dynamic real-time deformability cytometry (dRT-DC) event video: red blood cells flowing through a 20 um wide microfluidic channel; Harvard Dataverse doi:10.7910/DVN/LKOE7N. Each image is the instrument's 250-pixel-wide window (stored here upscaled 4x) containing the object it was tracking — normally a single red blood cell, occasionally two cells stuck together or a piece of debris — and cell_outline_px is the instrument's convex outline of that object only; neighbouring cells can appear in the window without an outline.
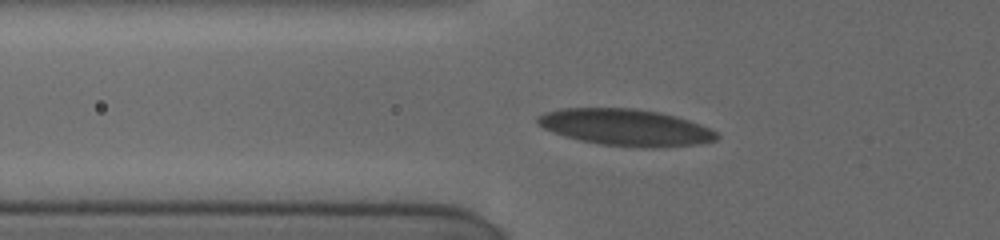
{"species": "human", "species_latin": "Homo sapiens", "temperature_condition": "cold", "stored_images_in_passage": 27, "camera_frame_rate_fps": 3000, "um_per_image_px": 0.085, "donor": {"sex": "female"}, "frame": {"image": 1, "passage_image": 2, "time_ms": 0.333, "image_size_px": [1000, 240], "cell_outline_px": [[720, 136], [716, 140], [700, 144], [652, 148], [640, 148], [600, 144], [580, 140], [564, 136], [552, 132], [536, 124], [536, 116], [544, 112], [560, 108], [636, 108], [660, 112], [676, 116], [700, 124], [716, 132]], "centroid_in_image_um": [53.16, 10.82], "position_along_channel_um": 72.6, "area_um2": 38.61}}
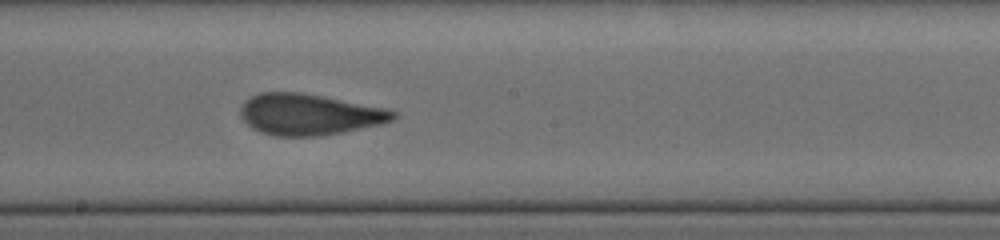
{"frame": {"image": 2, "passage_image": 16, "time_ms": 4.333, "image_size_px": [1000, 240], "cell_outline_px": [[396, 116], [392, 120], [380, 124], [320, 136], [272, 136], [260, 132], [252, 128], [240, 116], [240, 108], [244, 100], [260, 92], [300, 92], [384, 108], [396, 112]], "centroid_in_image_um": [26.21, 9.73], "position_along_channel_um": 222.0, "area_um2": 36.3}}
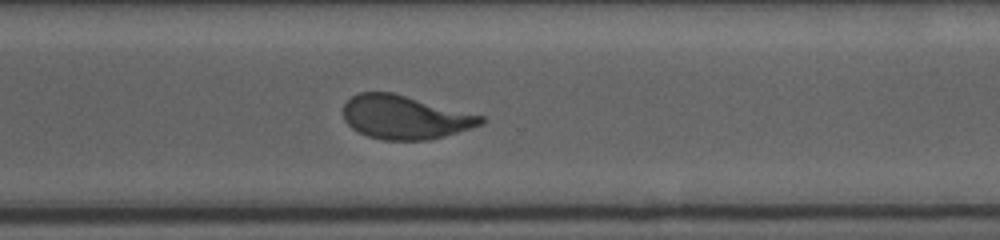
{"frame": {"image": 3, "passage_image": 27, "time_ms": 7.333, "image_size_px": [1000, 240], "cell_outline_px": [[484, 124], [444, 136], [424, 140], [384, 140], [368, 136], [352, 128], [344, 120], [344, 104], [352, 96], [360, 92], [392, 92], [484, 116]], "centroid_in_image_um": [34.41, 9.96], "position_along_channel_um": 336.2, "area_um2": 34.74}}